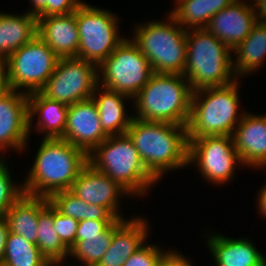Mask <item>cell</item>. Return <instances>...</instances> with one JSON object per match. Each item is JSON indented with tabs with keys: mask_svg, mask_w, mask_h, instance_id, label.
I'll return each instance as SVG.
<instances>
[{
	"mask_svg": "<svg viewBox=\"0 0 266 266\" xmlns=\"http://www.w3.org/2000/svg\"><path fill=\"white\" fill-rule=\"evenodd\" d=\"M147 171L158 181L188 167L187 126L134 118L126 132Z\"/></svg>",
	"mask_w": 266,
	"mask_h": 266,
	"instance_id": "6da1fadb",
	"label": "cell"
},
{
	"mask_svg": "<svg viewBox=\"0 0 266 266\" xmlns=\"http://www.w3.org/2000/svg\"><path fill=\"white\" fill-rule=\"evenodd\" d=\"M34 156L22 181L24 194L48 199L54 193L70 190L88 164V154L63 139H41Z\"/></svg>",
	"mask_w": 266,
	"mask_h": 266,
	"instance_id": "7a4b0ae2",
	"label": "cell"
},
{
	"mask_svg": "<svg viewBox=\"0 0 266 266\" xmlns=\"http://www.w3.org/2000/svg\"><path fill=\"white\" fill-rule=\"evenodd\" d=\"M192 88L183 74L153 73L132 99L133 117L144 121L168 122L187 126Z\"/></svg>",
	"mask_w": 266,
	"mask_h": 266,
	"instance_id": "3957f363",
	"label": "cell"
},
{
	"mask_svg": "<svg viewBox=\"0 0 266 266\" xmlns=\"http://www.w3.org/2000/svg\"><path fill=\"white\" fill-rule=\"evenodd\" d=\"M240 82L237 79L225 86L193 92L187 124L188 137L232 136L246 112L241 110Z\"/></svg>",
	"mask_w": 266,
	"mask_h": 266,
	"instance_id": "277c9868",
	"label": "cell"
},
{
	"mask_svg": "<svg viewBox=\"0 0 266 266\" xmlns=\"http://www.w3.org/2000/svg\"><path fill=\"white\" fill-rule=\"evenodd\" d=\"M88 163L126 189L133 198L146 197L159 183L145 168L127 133L108 136L88 154Z\"/></svg>",
	"mask_w": 266,
	"mask_h": 266,
	"instance_id": "5b68a950",
	"label": "cell"
},
{
	"mask_svg": "<svg viewBox=\"0 0 266 266\" xmlns=\"http://www.w3.org/2000/svg\"><path fill=\"white\" fill-rule=\"evenodd\" d=\"M186 65L183 75L192 91L225 86L237 80L232 66V51L206 28L186 33Z\"/></svg>",
	"mask_w": 266,
	"mask_h": 266,
	"instance_id": "8992f818",
	"label": "cell"
},
{
	"mask_svg": "<svg viewBox=\"0 0 266 266\" xmlns=\"http://www.w3.org/2000/svg\"><path fill=\"white\" fill-rule=\"evenodd\" d=\"M165 20H153L132 27V41L147 57L154 73L183 74L186 65V33L169 13Z\"/></svg>",
	"mask_w": 266,
	"mask_h": 266,
	"instance_id": "52a82bcc",
	"label": "cell"
},
{
	"mask_svg": "<svg viewBox=\"0 0 266 266\" xmlns=\"http://www.w3.org/2000/svg\"><path fill=\"white\" fill-rule=\"evenodd\" d=\"M116 13L83 2L76 10L79 32L78 57L99 65L126 39Z\"/></svg>",
	"mask_w": 266,
	"mask_h": 266,
	"instance_id": "ba28073f",
	"label": "cell"
},
{
	"mask_svg": "<svg viewBox=\"0 0 266 266\" xmlns=\"http://www.w3.org/2000/svg\"><path fill=\"white\" fill-rule=\"evenodd\" d=\"M153 73L147 57L127 36L112 54L98 65V83L106 89L123 93L133 99Z\"/></svg>",
	"mask_w": 266,
	"mask_h": 266,
	"instance_id": "9c48e42d",
	"label": "cell"
},
{
	"mask_svg": "<svg viewBox=\"0 0 266 266\" xmlns=\"http://www.w3.org/2000/svg\"><path fill=\"white\" fill-rule=\"evenodd\" d=\"M192 165L200 177L216 187L233 182L236 169L245 167L232 136L188 137V167Z\"/></svg>",
	"mask_w": 266,
	"mask_h": 266,
	"instance_id": "30bf717a",
	"label": "cell"
},
{
	"mask_svg": "<svg viewBox=\"0 0 266 266\" xmlns=\"http://www.w3.org/2000/svg\"><path fill=\"white\" fill-rule=\"evenodd\" d=\"M58 61L59 56L37 35L3 62L10 89L26 94L40 91Z\"/></svg>",
	"mask_w": 266,
	"mask_h": 266,
	"instance_id": "8fae6325",
	"label": "cell"
},
{
	"mask_svg": "<svg viewBox=\"0 0 266 266\" xmlns=\"http://www.w3.org/2000/svg\"><path fill=\"white\" fill-rule=\"evenodd\" d=\"M98 83V65L79 57L59 58L40 92L67 106L92 98Z\"/></svg>",
	"mask_w": 266,
	"mask_h": 266,
	"instance_id": "7c38bea8",
	"label": "cell"
},
{
	"mask_svg": "<svg viewBox=\"0 0 266 266\" xmlns=\"http://www.w3.org/2000/svg\"><path fill=\"white\" fill-rule=\"evenodd\" d=\"M28 141V94L11 89L0 99V159L7 150L26 151Z\"/></svg>",
	"mask_w": 266,
	"mask_h": 266,
	"instance_id": "4fadbf2b",
	"label": "cell"
},
{
	"mask_svg": "<svg viewBox=\"0 0 266 266\" xmlns=\"http://www.w3.org/2000/svg\"><path fill=\"white\" fill-rule=\"evenodd\" d=\"M70 191L87 204L106 207L117 219H128L121 213V201L124 197L132 199V195L89 163L81 170Z\"/></svg>",
	"mask_w": 266,
	"mask_h": 266,
	"instance_id": "5bb4252c",
	"label": "cell"
},
{
	"mask_svg": "<svg viewBox=\"0 0 266 266\" xmlns=\"http://www.w3.org/2000/svg\"><path fill=\"white\" fill-rule=\"evenodd\" d=\"M235 0L211 19L206 29L233 51L258 23L252 0Z\"/></svg>",
	"mask_w": 266,
	"mask_h": 266,
	"instance_id": "9a60e30c",
	"label": "cell"
},
{
	"mask_svg": "<svg viewBox=\"0 0 266 266\" xmlns=\"http://www.w3.org/2000/svg\"><path fill=\"white\" fill-rule=\"evenodd\" d=\"M107 137L101 127L97 106L92 98L69 106L63 140L89 154Z\"/></svg>",
	"mask_w": 266,
	"mask_h": 266,
	"instance_id": "2e32d148",
	"label": "cell"
},
{
	"mask_svg": "<svg viewBox=\"0 0 266 266\" xmlns=\"http://www.w3.org/2000/svg\"><path fill=\"white\" fill-rule=\"evenodd\" d=\"M232 138L245 168L266 169V113L246 111Z\"/></svg>",
	"mask_w": 266,
	"mask_h": 266,
	"instance_id": "e0dca14e",
	"label": "cell"
},
{
	"mask_svg": "<svg viewBox=\"0 0 266 266\" xmlns=\"http://www.w3.org/2000/svg\"><path fill=\"white\" fill-rule=\"evenodd\" d=\"M204 232L205 247L216 266H266V254L258 251L254 242L246 236L236 239L212 229Z\"/></svg>",
	"mask_w": 266,
	"mask_h": 266,
	"instance_id": "ac0fdd59",
	"label": "cell"
},
{
	"mask_svg": "<svg viewBox=\"0 0 266 266\" xmlns=\"http://www.w3.org/2000/svg\"><path fill=\"white\" fill-rule=\"evenodd\" d=\"M145 216H130L113 223V239L96 266H123L149 238L151 224Z\"/></svg>",
	"mask_w": 266,
	"mask_h": 266,
	"instance_id": "d6986e66",
	"label": "cell"
},
{
	"mask_svg": "<svg viewBox=\"0 0 266 266\" xmlns=\"http://www.w3.org/2000/svg\"><path fill=\"white\" fill-rule=\"evenodd\" d=\"M68 109L69 106L56 100L48 99L40 91L29 93V136L34 131L39 135L43 134L42 139H62L66 127ZM35 118L37 119L36 122Z\"/></svg>",
	"mask_w": 266,
	"mask_h": 266,
	"instance_id": "ffe728a7",
	"label": "cell"
},
{
	"mask_svg": "<svg viewBox=\"0 0 266 266\" xmlns=\"http://www.w3.org/2000/svg\"><path fill=\"white\" fill-rule=\"evenodd\" d=\"M38 36L59 56L78 57L79 32L76 11L37 19Z\"/></svg>",
	"mask_w": 266,
	"mask_h": 266,
	"instance_id": "44dd1931",
	"label": "cell"
},
{
	"mask_svg": "<svg viewBox=\"0 0 266 266\" xmlns=\"http://www.w3.org/2000/svg\"><path fill=\"white\" fill-rule=\"evenodd\" d=\"M92 99L97 106L103 131L108 136L125 134L133 119V113L127 111L125 101L130 104L132 98L98 85Z\"/></svg>",
	"mask_w": 266,
	"mask_h": 266,
	"instance_id": "7402d4cb",
	"label": "cell"
},
{
	"mask_svg": "<svg viewBox=\"0 0 266 266\" xmlns=\"http://www.w3.org/2000/svg\"><path fill=\"white\" fill-rule=\"evenodd\" d=\"M38 35L37 17L28 12L0 11V63Z\"/></svg>",
	"mask_w": 266,
	"mask_h": 266,
	"instance_id": "603a6c76",
	"label": "cell"
},
{
	"mask_svg": "<svg viewBox=\"0 0 266 266\" xmlns=\"http://www.w3.org/2000/svg\"><path fill=\"white\" fill-rule=\"evenodd\" d=\"M266 63V24L257 23L232 51L233 71L238 79L262 71Z\"/></svg>",
	"mask_w": 266,
	"mask_h": 266,
	"instance_id": "cb8c5ba5",
	"label": "cell"
},
{
	"mask_svg": "<svg viewBox=\"0 0 266 266\" xmlns=\"http://www.w3.org/2000/svg\"><path fill=\"white\" fill-rule=\"evenodd\" d=\"M45 197L23 194L7 211L4 218L11 233L36 244L39 213L49 204Z\"/></svg>",
	"mask_w": 266,
	"mask_h": 266,
	"instance_id": "d4e9b609",
	"label": "cell"
},
{
	"mask_svg": "<svg viewBox=\"0 0 266 266\" xmlns=\"http://www.w3.org/2000/svg\"><path fill=\"white\" fill-rule=\"evenodd\" d=\"M235 0H176L169 13L186 30L206 28L210 19Z\"/></svg>",
	"mask_w": 266,
	"mask_h": 266,
	"instance_id": "484cf974",
	"label": "cell"
},
{
	"mask_svg": "<svg viewBox=\"0 0 266 266\" xmlns=\"http://www.w3.org/2000/svg\"><path fill=\"white\" fill-rule=\"evenodd\" d=\"M37 230L36 245L51 264L68 260L70 250L62 243L55 231L53 205L50 202L39 213Z\"/></svg>",
	"mask_w": 266,
	"mask_h": 266,
	"instance_id": "4316f807",
	"label": "cell"
},
{
	"mask_svg": "<svg viewBox=\"0 0 266 266\" xmlns=\"http://www.w3.org/2000/svg\"><path fill=\"white\" fill-rule=\"evenodd\" d=\"M50 203L63 215L81 220H118L106 207L87 204L70 190L54 193Z\"/></svg>",
	"mask_w": 266,
	"mask_h": 266,
	"instance_id": "83f0119b",
	"label": "cell"
},
{
	"mask_svg": "<svg viewBox=\"0 0 266 266\" xmlns=\"http://www.w3.org/2000/svg\"><path fill=\"white\" fill-rule=\"evenodd\" d=\"M36 244L8 232L1 266H51Z\"/></svg>",
	"mask_w": 266,
	"mask_h": 266,
	"instance_id": "f1b7e54d",
	"label": "cell"
},
{
	"mask_svg": "<svg viewBox=\"0 0 266 266\" xmlns=\"http://www.w3.org/2000/svg\"><path fill=\"white\" fill-rule=\"evenodd\" d=\"M112 239L113 224H110L98 236H84V240L78 241L70 249L68 260L74 258L71 264L76 266H96L109 249ZM77 261L79 264H76Z\"/></svg>",
	"mask_w": 266,
	"mask_h": 266,
	"instance_id": "f546056e",
	"label": "cell"
},
{
	"mask_svg": "<svg viewBox=\"0 0 266 266\" xmlns=\"http://www.w3.org/2000/svg\"><path fill=\"white\" fill-rule=\"evenodd\" d=\"M5 160L6 157L0 159V217H4L10 207L24 194L23 182L13 179L9 163Z\"/></svg>",
	"mask_w": 266,
	"mask_h": 266,
	"instance_id": "4dcf8cb0",
	"label": "cell"
},
{
	"mask_svg": "<svg viewBox=\"0 0 266 266\" xmlns=\"http://www.w3.org/2000/svg\"><path fill=\"white\" fill-rule=\"evenodd\" d=\"M166 248L160 244H149L148 240L136 250L124 263L123 266H159L160 260Z\"/></svg>",
	"mask_w": 266,
	"mask_h": 266,
	"instance_id": "1f68e13d",
	"label": "cell"
},
{
	"mask_svg": "<svg viewBox=\"0 0 266 266\" xmlns=\"http://www.w3.org/2000/svg\"><path fill=\"white\" fill-rule=\"evenodd\" d=\"M53 223L55 231L62 243L70 250L76 244V232L79 221L61 214L53 206Z\"/></svg>",
	"mask_w": 266,
	"mask_h": 266,
	"instance_id": "d6a6232c",
	"label": "cell"
},
{
	"mask_svg": "<svg viewBox=\"0 0 266 266\" xmlns=\"http://www.w3.org/2000/svg\"><path fill=\"white\" fill-rule=\"evenodd\" d=\"M83 2L84 0H49L36 17L38 19L49 15H67L75 12Z\"/></svg>",
	"mask_w": 266,
	"mask_h": 266,
	"instance_id": "836d02e7",
	"label": "cell"
},
{
	"mask_svg": "<svg viewBox=\"0 0 266 266\" xmlns=\"http://www.w3.org/2000/svg\"><path fill=\"white\" fill-rule=\"evenodd\" d=\"M117 220H81L79 221L76 232V243L84 240V236H98L110 224L115 223Z\"/></svg>",
	"mask_w": 266,
	"mask_h": 266,
	"instance_id": "e575fe53",
	"label": "cell"
},
{
	"mask_svg": "<svg viewBox=\"0 0 266 266\" xmlns=\"http://www.w3.org/2000/svg\"><path fill=\"white\" fill-rule=\"evenodd\" d=\"M183 252L176 249H167L162 256L159 266H194L192 258L184 256Z\"/></svg>",
	"mask_w": 266,
	"mask_h": 266,
	"instance_id": "d590c367",
	"label": "cell"
},
{
	"mask_svg": "<svg viewBox=\"0 0 266 266\" xmlns=\"http://www.w3.org/2000/svg\"><path fill=\"white\" fill-rule=\"evenodd\" d=\"M260 190H257V200L255 203L257 206L258 214L261 215V217H264L266 219V183L262 184V186L259 188Z\"/></svg>",
	"mask_w": 266,
	"mask_h": 266,
	"instance_id": "8d00e7d4",
	"label": "cell"
},
{
	"mask_svg": "<svg viewBox=\"0 0 266 266\" xmlns=\"http://www.w3.org/2000/svg\"><path fill=\"white\" fill-rule=\"evenodd\" d=\"M8 224L4 217H0V265L3 262L6 238L8 235Z\"/></svg>",
	"mask_w": 266,
	"mask_h": 266,
	"instance_id": "74e56055",
	"label": "cell"
},
{
	"mask_svg": "<svg viewBox=\"0 0 266 266\" xmlns=\"http://www.w3.org/2000/svg\"><path fill=\"white\" fill-rule=\"evenodd\" d=\"M259 23L266 24V0H252Z\"/></svg>",
	"mask_w": 266,
	"mask_h": 266,
	"instance_id": "f35d334b",
	"label": "cell"
},
{
	"mask_svg": "<svg viewBox=\"0 0 266 266\" xmlns=\"http://www.w3.org/2000/svg\"><path fill=\"white\" fill-rule=\"evenodd\" d=\"M10 90L5 66L0 63V99Z\"/></svg>",
	"mask_w": 266,
	"mask_h": 266,
	"instance_id": "ab89813d",
	"label": "cell"
},
{
	"mask_svg": "<svg viewBox=\"0 0 266 266\" xmlns=\"http://www.w3.org/2000/svg\"><path fill=\"white\" fill-rule=\"evenodd\" d=\"M49 2V0H29V7L26 12L37 15Z\"/></svg>",
	"mask_w": 266,
	"mask_h": 266,
	"instance_id": "60d3db41",
	"label": "cell"
},
{
	"mask_svg": "<svg viewBox=\"0 0 266 266\" xmlns=\"http://www.w3.org/2000/svg\"><path fill=\"white\" fill-rule=\"evenodd\" d=\"M68 261H63V262H57V263H53L51 266H76V265H73V264H67ZM66 264V265H65Z\"/></svg>",
	"mask_w": 266,
	"mask_h": 266,
	"instance_id": "b9f144b4",
	"label": "cell"
}]
</instances>
